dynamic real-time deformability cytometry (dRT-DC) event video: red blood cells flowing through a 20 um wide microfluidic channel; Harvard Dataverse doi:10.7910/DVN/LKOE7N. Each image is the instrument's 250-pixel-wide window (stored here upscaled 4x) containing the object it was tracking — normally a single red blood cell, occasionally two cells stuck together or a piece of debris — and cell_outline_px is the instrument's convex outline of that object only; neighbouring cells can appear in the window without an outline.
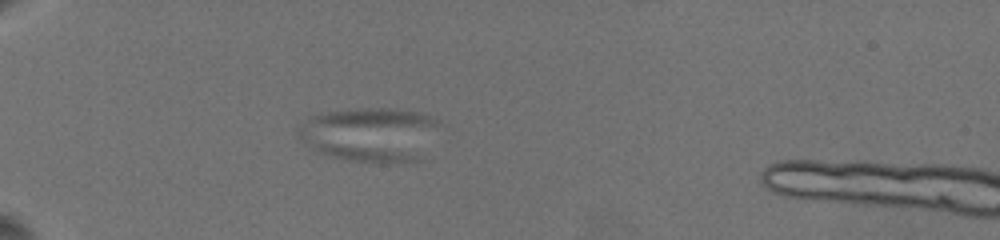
{"species": "common noctule bat (a hibernating species)", "species_latin": "Nyctalus noctula", "temperature_condition": "warm", "stored_images_in_passage": 28, "camera_frame_rate_fps": 3000, "um_per_image_px": 0.085, "animal": {"sex": "female", "body_mass_g": 19.5, "forearm_length_mm": 54.1}, "frame": {"image": 1, "passage_image": 27, "time_ms": 10.0, "image_size_px": [1000, 240], "cell_outline_px": [[436, 120], [416, 160], [388, 164], [380, 164], [344, 160], [308, 148], [300, 140], [300, 128], [312, 116], [320, 112], [360, 108], [388, 108], [420, 112], [432, 116]], "centroid_in_image_um": [31.32, 11.43], "position_along_channel_um": 53.7, "area_um2": 43.47}}